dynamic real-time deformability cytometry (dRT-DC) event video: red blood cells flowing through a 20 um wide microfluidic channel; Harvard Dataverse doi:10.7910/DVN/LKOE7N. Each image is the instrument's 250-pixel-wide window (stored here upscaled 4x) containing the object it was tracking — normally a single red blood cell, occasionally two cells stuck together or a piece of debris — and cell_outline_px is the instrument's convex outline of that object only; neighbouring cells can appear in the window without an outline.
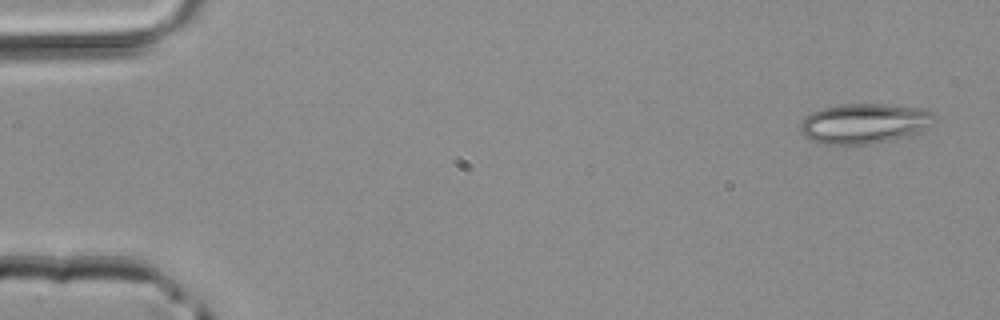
{"species": "common noctule bat (a hibernating species)", "species_latin": "Nyctalus noctula", "temperature_condition": "room temperature", "stored_images_in_passage": 4, "camera_frame_rate_fps": 3000, "um_per_image_px": 0.085, "animal": {"sex": "male", "body_mass_g": 20.4}, "frame": {"image": 1, "passage_image": 1, "time_ms": 0.0, "image_size_px": [1000, 320], "cell_outline_px": [[936, 120], [928, 128], [920, 132], [872, 144], [844, 148], [824, 144], [812, 140], [804, 136], [800, 132], [800, 120], [812, 112], [824, 108], [840, 104], [884, 104], [924, 108], [936, 112]], "centroid_in_image_um": [73.47, 10.52], "position_along_channel_um": 11.5, "area_um2": 32.25}}